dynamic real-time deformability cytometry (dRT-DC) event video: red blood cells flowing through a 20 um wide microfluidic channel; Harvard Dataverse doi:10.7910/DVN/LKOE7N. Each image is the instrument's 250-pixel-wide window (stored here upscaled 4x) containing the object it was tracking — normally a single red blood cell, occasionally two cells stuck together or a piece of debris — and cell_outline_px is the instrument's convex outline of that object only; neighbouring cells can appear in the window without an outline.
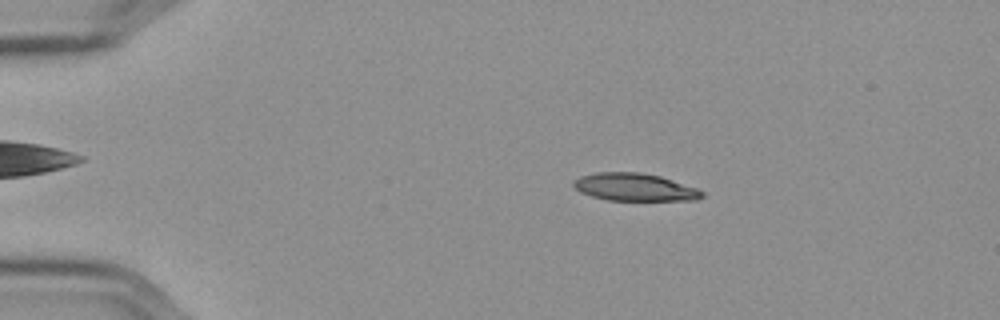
{"species": "Egyptian fruit bat (a non-hibernating species)", "species_latin": "Rousettus aegyptiacus", "temperature_condition": "cold", "stored_images_in_passage": 18, "camera_frame_rate_fps": 3000, "um_per_image_px": 0.085, "frame": {"image": 1, "passage_image": 10, "time_ms": 3.0, "image_size_px": [1000, 320], "cell_outline_px": [[704, 196], [696, 200], [608, 200], [592, 196], [580, 192], [572, 184], [580, 176], [596, 172], [640, 172], [660, 176], [696, 188], [704, 192]], "centroid_in_image_um": [53.95, 15.9], "position_along_channel_um": 31.1, "area_um2": 20.52}}